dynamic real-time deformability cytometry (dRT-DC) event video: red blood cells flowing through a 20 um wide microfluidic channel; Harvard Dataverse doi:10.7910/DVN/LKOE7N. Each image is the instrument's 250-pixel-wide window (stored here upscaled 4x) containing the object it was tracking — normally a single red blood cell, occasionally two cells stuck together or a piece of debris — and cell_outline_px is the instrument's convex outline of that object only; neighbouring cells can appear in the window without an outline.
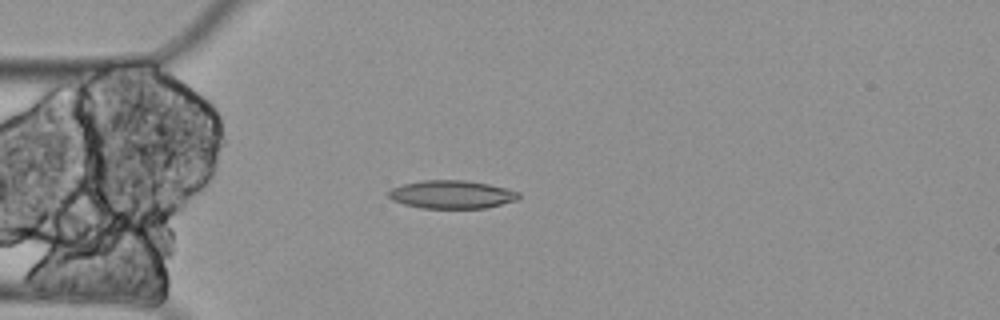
{"species": "Egyptian fruit bat (a non-hibernating species)", "species_latin": "Rousettus aegyptiacus", "temperature_condition": "cold", "stored_images_in_passage": 1, "camera_frame_rate_fps": 3000, "um_per_image_px": 0.085, "animal": {"sex": "female"}, "frame": {"image": 1, "passage_image": 1, "time_ms": 0.0, "image_size_px": [1000, 320], "cell_outline_px": [[520, 196], [516, 200], [484, 208], [424, 208], [404, 204], [392, 200], [388, 196], [388, 192], [392, 188], [404, 184], [424, 180], [464, 180], [488, 184], [508, 188], [520, 192]], "centroid_in_image_um": [38.41, 16.52], "position_along_channel_um": 46.6, "area_um2": 21.21}}